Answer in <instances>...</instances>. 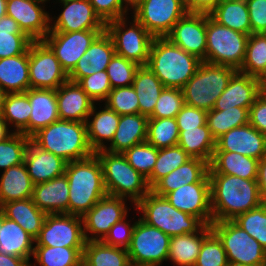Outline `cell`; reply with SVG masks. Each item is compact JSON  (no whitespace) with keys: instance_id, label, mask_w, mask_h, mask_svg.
Returning a JSON list of instances; mask_svg holds the SVG:
<instances>
[{"instance_id":"21","label":"cell","mask_w":266,"mask_h":266,"mask_svg":"<svg viewBox=\"0 0 266 266\" xmlns=\"http://www.w3.org/2000/svg\"><path fill=\"white\" fill-rule=\"evenodd\" d=\"M214 151L235 152L261 160L266 157V136L248 123L219 137Z\"/></svg>"},{"instance_id":"33","label":"cell","mask_w":266,"mask_h":266,"mask_svg":"<svg viewBox=\"0 0 266 266\" xmlns=\"http://www.w3.org/2000/svg\"><path fill=\"white\" fill-rule=\"evenodd\" d=\"M0 211L3 216L18 223L34 239L38 237L47 216L31 198L4 203Z\"/></svg>"},{"instance_id":"31","label":"cell","mask_w":266,"mask_h":266,"mask_svg":"<svg viewBox=\"0 0 266 266\" xmlns=\"http://www.w3.org/2000/svg\"><path fill=\"white\" fill-rule=\"evenodd\" d=\"M90 117H92V121H90ZM119 119L120 115L106 105L103 110L97 112L94 104L86 121L87 138L94 153L107 147L103 140L111 143L117 130Z\"/></svg>"},{"instance_id":"61","label":"cell","mask_w":266,"mask_h":266,"mask_svg":"<svg viewBox=\"0 0 266 266\" xmlns=\"http://www.w3.org/2000/svg\"><path fill=\"white\" fill-rule=\"evenodd\" d=\"M187 12L209 14L219 3L220 0H184Z\"/></svg>"},{"instance_id":"34","label":"cell","mask_w":266,"mask_h":266,"mask_svg":"<svg viewBox=\"0 0 266 266\" xmlns=\"http://www.w3.org/2000/svg\"><path fill=\"white\" fill-rule=\"evenodd\" d=\"M35 239L31 237L18 223L2 214L0 228V253L19 256L30 260L33 256Z\"/></svg>"},{"instance_id":"14","label":"cell","mask_w":266,"mask_h":266,"mask_svg":"<svg viewBox=\"0 0 266 266\" xmlns=\"http://www.w3.org/2000/svg\"><path fill=\"white\" fill-rule=\"evenodd\" d=\"M67 80L52 50L43 41H33L29 46L30 88L57 90Z\"/></svg>"},{"instance_id":"3","label":"cell","mask_w":266,"mask_h":266,"mask_svg":"<svg viewBox=\"0 0 266 266\" xmlns=\"http://www.w3.org/2000/svg\"><path fill=\"white\" fill-rule=\"evenodd\" d=\"M202 61L166 37H154L147 67L164 87L182 89L193 77Z\"/></svg>"},{"instance_id":"7","label":"cell","mask_w":266,"mask_h":266,"mask_svg":"<svg viewBox=\"0 0 266 266\" xmlns=\"http://www.w3.org/2000/svg\"><path fill=\"white\" fill-rule=\"evenodd\" d=\"M237 71L231 66L201 62L193 77L181 89L184 103L210 111Z\"/></svg>"},{"instance_id":"32","label":"cell","mask_w":266,"mask_h":266,"mask_svg":"<svg viewBox=\"0 0 266 266\" xmlns=\"http://www.w3.org/2000/svg\"><path fill=\"white\" fill-rule=\"evenodd\" d=\"M0 87L7 93L26 92L29 81V48L24 54L0 59Z\"/></svg>"},{"instance_id":"39","label":"cell","mask_w":266,"mask_h":266,"mask_svg":"<svg viewBox=\"0 0 266 266\" xmlns=\"http://www.w3.org/2000/svg\"><path fill=\"white\" fill-rule=\"evenodd\" d=\"M177 145L192 158H200L210 163L216 148V140L211 135L206 123L197 129L179 131Z\"/></svg>"},{"instance_id":"15","label":"cell","mask_w":266,"mask_h":266,"mask_svg":"<svg viewBox=\"0 0 266 266\" xmlns=\"http://www.w3.org/2000/svg\"><path fill=\"white\" fill-rule=\"evenodd\" d=\"M104 31L49 32L42 41L52 50L68 75L93 41Z\"/></svg>"},{"instance_id":"66","label":"cell","mask_w":266,"mask_h":266,"mask_svg":"<svg viewBox=\"0 0 266 266\" xmlns=\"http://www.w3.org/2000/svg\"><path fill=\"white\" fill-rule=\"evenodd\" d=\"M260 91L262 92L266 88V67L262 73L257 77Z\"/></svg>"},{"instance_id":"41","label":"cell","mask_w":266,"mask_h":266,"mask_svg":"<svg viewBox=\"0 0 266 266\" xmlns=\"http://www.w3.org/2000/svg\"><path fill=\"white\" fill-rule=\"evenodd\" d=\"M32 42L15 19L7 14L0 18V59L24 54Z\"/></svg>"},{"instance_id":"1","label":"cell","mask_w":266,"mask_h":266,"mask_svg":"<svg viewBox=\"0 0 266 266\" xmlns=\"http://www.w3.org/2000/svg\"><path fill=\"white\" fill-rule=\"evenodd\" d=\"M213 222L234 220L262 204L257 179L209 174Z\"/></svg>"},{"instance_id":"71","label":"cell","mask_w":266,"mask_h":266,"mask_svg":"<svg viewBox=\"0 0 266 266\" xmlns=\"http://www.w3.org/2000/svg\"><path fill=\"white\" fill-rule=\"evenodd\" d=\"M1 224H2V212L0 211V228H1Z\"/></svg>"},{"instance_id":"26","label":"cell","mask_w":266,"mask_h":266,"mask_svg":"<svg viewBox=\"0 0 266 266\" xmlns=\"http://www.w3.org/2000/svg\"><path fill=\"white\" fill-rule=\"evenodd\" d=\"M31 199L46 214H69V185L66 175L34 185Z\"/></svg>"},{"instance_id":"13","label":"cell","mask_w":266,"mask_h":266,"mask_svg":"<svg viewBox=\"0 0 266 266\" xmlns=\"http://www.w3.org/2000/svg\"><path fill=\"white\" fill-rule=\"evenodd\" d=\"M133 13L153 37H166L187 10L184 0H143Z\"/></svg>"},{"instance_id":"18","label":"cell","mask_w":266,"mask_h":266,"mask_svg":"<svg viewBox=\"0 0 266 266\" xmlns=\"http://www.w3.org/2000/svg\"><path fill=\"white\" fill-rule=\"evenodd\" d=\"M40 0H7L6 14L16 20L20 29L33 41H42L50 32L53 18Z\"/></svg>"},{"instance_id":"62","label":"cell","mask_w":266,"mask_h":266,"mask_svg":"<svg viewBox=\"0 0 266 266\" xmlns=\"http://www.w3.org/2000/svg\"><path fill=\"white\" fill-rule=\"evenodd\" d=\"M257 183L262 203L266 204V157L259 160Z\"/></svg>"},{"instance_id":"52","label":"cell","mask_w":266,"mask_h":266,"mask_svg":"<svg viewBox=\"0 0 266 266\" xmlns=\"http://www.w3.org/2000/svg\"><path fill=\"white\" fill-rule=\"evenodd\" d=\"M105 105L120 116L139 113V101L132 85L112 89Z\"/></svg>"},{"instance_id":"68","label":"cell","mask_w":266,"mask_h":266,"mask_svg":"<svg viewBox=\"0 0 266 266\" xmlns=\"http://www.w3.org/2000/svg\"><path fill=\"white\" fill-rule=\"evenodd\" d=\"M6 2L7 0H0V18L6 15Z\"/></svg>"},{"instance_id":"44","label":"cell","mask_w":266,"mask_h":266,"mask_svg":"<svg viewBox=\"0 0 266 266\" xmlns=\"http://www.w3.org/2000/svg\"><path fill=\"white\" fill-rule=\"evenodd\" d=\"M83 249L35 246L33 257L40 266H82Z\"/></svg>"},{"instance_id":"35","label":"cell","mask_w":266,"mask_h":266,"mask_svg":"<svg viewBox=\"0 0 266 266\" xmlns=\"http://www.w3.org/2000/svg\"><path fill=\"white\" fill-rule=\"evenodd\" d=\"M33 189L25 163L10 167L0 177V207L7 202L31 198Z\"/></svg>"},{"instance_id":"30","label":"cell","mask_w":266,"mask_h":266,"mask_svg":"<svg viewBox=\"0 0 266 266\" xmlns=\"http://www.w3.org/2000/svg\"><path fill=\"white\" fill-rule=\"evenodd\" d=\"M259 160L235 152L214 151L208 174H226L257 179Z\"/></svg>"},{"instance_id":"42","label":"cell","mask_w":266,"mask_h":266,"mask_svg":"<svg viewBox=\"0 0 266 266\" xmlns=\"http://www.w3.org/2000/svg\"><path fill=\"white\" fill-rule=\"evenodd\" d=\"M31 110L29 98L25 92L8 93L1 115L8 125H14L16 129L13 132L22 133L29 137Z\"/></svg>"},{"instance_id":"59","label":"cell","mask_w":266,"mask_h":266,"mask_svg":"<svg viewBox=\"0 0 266 266\" xmlns=\"http://www.w3.org/2000/svg\"><path fill=\"white\" fill-rule=\"evenodd\" d=\"M251 34L266 33V0H246Z\"/></svg>"},{"instance_id":"53","label":"cell","mask_w":266,"mask_h":266,"mask_svg":"<svg viewBox=\"0 0 266 266\" xmlns=\"http://www.w3.org/2000/svg\"><path fill=\"white\" fill-rule=\"evenodd\" d=\"M194 266H229L223 244L213 231L204 238Z\"/></svg>"},{"instance_id":"65","label":"cell","mask_w":266,"mask_h":266,"mask_svg":"<svg viewBox=\"0 0 266 266\" xmlns=\"http://www.w3.org/2000/svg\"><path fill=\"white\" fill-rule=\"evenodd\" d=\"M142 2L143 0H122L123 8H125L126 11L131 8L133 9V11H135L141 5ZM128 6L131 7L128 9Z\"/></svg>"},{"instance_id":"49","label":"cell","mask_w":266,"mask_h":266,"mask_svg":"<svg viewBox=\"0 0 266 266\" xmlns=\"http://www.w3.org/2000/svg\"><path fill=\"white\" fill-rule=\"evenodd\" d=\"M266 250V204L262 203L233 220Z\"/></svg>"},{"instance_id":"19","label":"cell","mask_w":266,"mask_h":266,"mask_svg":"<svg viewBox=\"0 0 266 266\" xmlns=\"http://www.w3.org/2000/svg\"><path fill=\"white\" fill-rule=\"evenodd\" d=\"M166 38L206 62V13L187 12Z\"/></svg>"},{"instance_id":"58","label":"cell","mask_w":266,"mask_h":266,"mask_svg":"<svg viewBox=\"0 0 266 266\" xmlns=\"http://www.w3.org/2000/svg\"><path fill=\"white\" fill-rule=\"evenodd\" d=\"M89 2L105 23L127 15L122 0H89Z\"/></svg>"},{"instance_id":"48","label":"cell","mask_w":266,"mask_h":266,"mask_svg":"<svg viewBox=\"0 0 266 266\" xmlns=\"http://www.w3.org/2000/svg\"><path fill=\"white\" fill-rule=\"evenodd\" d=\"M31 138L22 133L12 132L0 141V168L4 171L12 166L24 163L27 146Z\"/></svg>"},{"instance_id":"10","label":"cell","mask_w":266,"mask_h":266,"mask_svg":"<svg viewBox=\"0 0 266 266\" xmlns=\"http://www.w3.org/2000/svg\"><path fill=\"white\" fill-rule=\"evenodd\" d=\"M126 17L106 22L105 31L113 41L115 54L146 66L154 37L134 17L126 28Z\"/></svg>"},{"instance_id":"17","label":"cell","mask_w":266,"mask_h":266,"mask_svg":"<svg viewBox=\"0 0 266 266\" xmlns=\"http://www.w3.org/2000/svg\"><path fill=\"white\" fill-rule=\"evenodd\" d=\"M164 197L176 209L199 218L205 225L213 222L208 173L199 182L185 184Z\"/></svg>"},{"instance_id":"28","label":"cell","mask_w":266,"mask_h":266,"mask_svg":"<svg viewBox=\"0 0 266 266\" xmlns=\"http://www.w3.org/2000/svg\"><path fill=\"white\" fill-rule=\"evenodd\" d=\"M148 117L140 113L120 116L117 130L105 150L113 153H124L132 146L147 139Z\"/></svg>"},{"instance_id":"64","label":"cell","mask_w":266,"mask_h":266,"mask_svg":"<svg viewBox=\"0 0 266 266\" xmlns=\"http://www.w3.org/2000/svg\"><path fill=\"white\" fill-rule=\"evenodd\" d=\"M11 134L7 122L3 119L2 115H0V141L6 139Z\"/></svg>"},{"instance_id":"55","label":"cell","mask_w":266,"mask_h":266,"mask_svg":"<svg viewBox=\"0 0 266 266\" xmlns=\"http://www.w3.org/2000/svg\"><path fill=\"white\" fill-rule=\"evenodd\" d=\"M77 83L94 102L105 101L112 90L106 70L83 77Z\"/></svg>"},{"instance_id":"38","label":"cell","mask_w":266,"mask_h":266,"mask_svg":"<svg viewBox=\"0 0 266 266\" xmlns=\"http://www.w3.org/2000/svg\"><path fill=\"white\" fill-rule=\"evenodd\" d=\"M127 249L105 244L103 241H86L82 266H129Z\"/></svg>"},{"instance_id":"37","label":"cell","mask_w":266,"mask_h":266,"mask_svg":"<svg viewBox=\"0 0 266 266\" xmlns=\"http://www.w3.org/2000/svg\"><path fill=\"white\" fill-rule=\"evenodd\" d=\"M132 86L138 97L139 113L149 117L153 113L156 102L165 87L147 66L139 67Z\"/></svg>"},{"instance_id":"24","label":"cell","mask_w":266,"mask_h":266,"mask_svg":"<svg viewBox=\"0 0 266 266\" xmlns=\"http://www.w3.org/2000/svg\"><path fill=\"white\" fill-rule=\"evenodd\" d=\"M260 93L257 77L237 71L231 77L226 89L216 100L213 109L250 108Z\"/></svg>"},{"instance_id":"70","label":"cell","mask_w":266,"mask_h":266,"mask_svg":"<svg viewBox=\"0 0 266 266\" xmlns=\"http://www.w3.org/2000/svg\"><path fill=\"white\" fill-rule=\"evenodd\" d=\"M229 266H248V265H242V264H229Z\"/></svg>"},{"instance_id":"22","label":"cell","mask_w":266,"mask_h":266,"mask_svg":"<svg viewBox=\"0 0 266 266\" xmlns=\"http://www.w3.org/2000/svg\"><path fill=\"white\" fill-rule=\"evenodd\" d=\"M115 54L111 37L104 31L90 45L68 74V80L78 82L81 78L106 70Z\"/></svg>"},{"instance_id":"6","label":"cell","mask_w":266,"mask_h":266,"mask_svg":"<svg viewBox=\"0 0 266 266\" xmlns=\"http://www.w3.org/2000/svg\"><path fill=\"white\" fill-rule=\"evenodd\" d=\"M135 208L143 213L140 218L145 223L158 228L170 237L193 234L205 226L199 218L176 209L165 197L158 196L152 191L147 193Z\"/></svg>"},{"instance_id":"20","label":"cell","mask_w":266,"mask_h":266,"mask_svg":"<svg viewBox=\"0 0 266 266\" xmlns=\"http://www.w3.org/2000/svg\"><path fill=\"white\" fill-rule=\"evenodd\" d=\"M62 5L61 14L50 22V32L105 30L106 23L95 12L89 0H71Z\"/></svg>"},{"instance_id":"47","label":"cell","mask_w":266,"mask_h":266,"mask_svg":"<svg viewBox=\"0 0 266 266\" xmlns=\"http://www.w3.org/2000/svg\"><path fill=\"white\" fill-rule=\"evenodd\" d=\"M192 157L189 156L180 146H172L158 149V157L152 174L147 178L150 188L160 179L185 164Z\"/></svg>"},{"instance_id":"73","label":"cell","mask_w":266,"mask_h":266,"mask_svg":"<svg viewBox=\"0 0 266 266\" xmlns=\"http://www.w3.org/2000/svg\"><path fill=\"white\" fill-rule=\"evenodd\" d=\"M261 93L266 97V88Z\"/></svg>"},{"instance_id":"23","label":"cell","mask_w":266,"mask_h":266,"mask_svg":"<svg viewBox=\"0 0 266 266\" xmlns=\"http://www.w3.org/2000/svg\"><path fill=\"white\" fill-rule=\"evenodd\" d=\"M60 120L86 123L94 101L77 82L67 80L56 90Z\"/></svg>"},{"instance_id":"4","label":"cell","mask_w":266,"mask_h":266,"mask_svg":"<svg viewBox=\"0 0 266 266\" xmlns=\"http://www.w3.org/2000/svg\"><path fill=\"white\" fill-rule=\"evenodd\" d=\"M31 141L67 162L82 160L94 154L88 142L86 123L82 122L59 119L35 133Z\"/></svg>"},{"instance_id":"40","label":"cell","mask_w":266,"mask_h":266,"mask_svg":"<svg viewBox=\"0 0 266 266\" xmlns=\"http://www.w3.org/2000/svg\"><path fill=\"white\" fill-rule=\"evenodd\" d=\"M209 16L217 23L247 35L251 34L249 11L246 0L220 2Z\"/></svg>"},{"instance_id":"72","label":"cell","mask_w":266,"mask_h":266,"mask_svg":"<svg viewBox=\"0 0 266 266\" xmlns=\"http://www.w3.org/2000/svg\"><path fill=\"white\" fill-rule=\"evenodd\" d=\"M71 0H59V3H65V2H69Z\"/></svg>"},{"instance_id":"67","label":"cell","mask_w":266,"mask_h":266,"mask_svg":"<svg viewBox=\"0 0 266 266\" xmlns=\"http://www.w3.org/2000/svg\"><path fill=\"white\" fill-rule=\"evenodd\" d=\"M7 92L0 87V115L2 114Z\"/></svg>"},{"instance_id":"25","label":"cell","mask_w":266,"mask_h":266,"mask_svg":"<svg viewBox=\"0 0 266 266\" xmlns=\"http://www.w3.org/2000/svg\"><path fill=\"white\" fill-rule=\"evenodd\" d=\"M24 163L34 185L62 176L67 165L63 158L42 150L31 140L26 149Z\"/></svg>"},{"instance_id":"74","label":"cell","mask_w":266,"mask_h":266,"mask_svg":"<svg viewBox=\"0 0 266 266\" xmlns=\"http://www.w3.org/2000/svg\"><path fill=\"white\" fill-rule=\"evenodd\" d=\"M129 266H139V265H135V264H129Z\"/></svg>"},{"instance_id":"27","label":"cell","mask_w":266,"mask_h":266,"mask_svg":"<svg viewBox=\"0 0 266 266\" xmlns=\"http://www.w3.org/2000/svg\"><path fill=\"white\" fill-rule=\"evenodd\" d=\"M31 105L29 138L39 130L59 120L56 90L32 89L25 92Z\"/></svg>"},{"instance_id":"2","label":"cell","mask_w":266,"mask_h":266,"mask_svg":"<svg viewBox=\"0 0 266 266\" xmlns=\"http://www.w3.org/2000/svg\"><path fill=\"white\" fill-rule=\"evenodd\" d=\"M65 175L69 185V214L82 217L107 195L102 165L95 153L67 162Z\"/></svg>"},{"instance_id":"57","label":"cell","mask_w":266,"mask_h":266,"mask_svg":"<svg viewBox=\"0 0 266 266\" xmlns=\"http://www.w3.org/2000/svg\"><path fill=\"white\" fill-rule=\"evenodd\" d=\"M175 118L179 131L197 129L206 124L207 111L184 104Z\"/></svg>"},{"instance_id":"60","label":"cell","mask_w":266,"mask_h":266,"mask_svg":"<svg viewBox=\"0 0 266 266\" xmlns=\"http://www.w3.org/2000/svg\"><path fill=\"white\" fill-rule=\"evenodd\" d=\"M248 123L266 136V97L262 93L249 108Z\"/></svg>"},{"instance_id":"69","label":"cell","mask_w":266,"mask_h":266,"mask_svg":"<svg viewBox=\"0 0 266 266\" xmlns=\"http://www.w3.org/2000/svg\"><path fill=\"white\" fill-rule=\"evenodd\" d=\"M243 0H220V2H239Z\"/></svg>"},{"instance_id":"56","label":"cell","mask_w":266,"mask_h":266,"mask_svg":"<svg viewBox=\"0 0 266 266\" xmlns=\"http://www.w3.org/2000/svg\"><path fill=\"white\" fill-rule=\"evenodd\" d=\"M129 224L126 217L116 222L111 228L109 233L102 240L105 244L114 247H121L127 249L130 245L133 229L135 227ZM131 225V226H130Z\"/></svg>"},{"instance_id":"63","label":"cell","mask_w":266,"mask_h":266,"mask_svg":"<svg viewBox=\"0 0 266 266\" xmlns=\"http://www.w3.org/2000/svg\"><path fill=\"white\" fill-rule=\"evenodd\" d=\"M0 266H30L27 259L0 253Z\"/></svg>"},{"instance_id":"46","label":"cell","mask_w":266,"mask_h":266,"mask_svg":"<svg viewBox=\"0 0 266 266\" xmlns=\"http://www.w3.org/2000/svg\"><path fill=\"white\" fill-rule=\"evenodd\" d=\"M266 67V33L250 34L239 72L258 77Z\"/></svg>"},{"instance_id":"11","label":"cell","mask_w":266,"mask_h":266,"mask_svg":"<svg viewBox=\"0 0 266 266\" xmlns=\"http://www.w3.org/2000/svg\"><path fill=\"white\" fill-rule=\"evenodd\" d=\"M170 239V236L139 218L127 248L130 263L139 266L162 265L168 258Z\"/></svg>"},{"instance_id":"5","label":"cell","mask_w":266,"mask_h":266,"mask_svg":"<svg viewBox=\"0 0 266 266\" xmlns=\"http://www.w3.org/2000/svg\"><path fill=\"white\" fill-rule=\"evenodd\" d=\"M95 154L102 165L107 195L129 199L136 205L151 191L147 179L128 163L123 153L103 149Z\"/></svg>"},{"instance_id":"36","label":"cell","mask_w":266,"mask_h":266,"mask_svg":"<svg viewBox=\"0 0 266 266\" xmlns=\"http://www.w3.org/2000/svg\"><path fill=\"white\" fill-rule=\"evenodd\" d=\"M211 231V226L205 225L199 232L172 236L167 260L178 266H194L203 240Z\"/></svg>"},{"instance_id":"29","label":"cell","mask_w":266,"mask_h":266,"mask_svg":"<svg viewBox=\"0 0 266 266\" xmlns=\"http://www.w3.org/2000/svg\"><path fill=\"white\" fill-rule=\"evenodd\" d=\"M209 170V163L200 158H191L171 173L160 179L151 191L161 197L185 184L199 182Z\"/></svg>"},{"instance_id":"9","label":"cell","mask_w":266,"mask_h":266,"mask_svg":"<svg viewBox=\"0 0 266 266\" xmlns=\"http://www.w3.org/2000/svg\"><path fill=\"white\" fill-rule=\"evenodd\" d=\"M210 226L221 240L229 264L266 266V250L233 220L212 222Z\"/></svg>"},{"instance_id":"16","label":"cell","mask_w":266,"mask_h":266,"mask_svg":"<svg viewBox=\"0 0 266 266\" xmlns=\"http://www.w3.org/2000/svg\"><path fill=\"white\" fill-rule=\"evenodd\" d=\"M126 200L123 197L106 195L86 212L82 216L85 240L102 241L109 233L110 228L127 216ZM88 233L90 234L88 235Z\"/></svg>"},{"instance_id":"51","label":"cell","mask_w":266,"mask_h":266,"mask_svg":"<svg viewBox=\"0 0 266 266\" xmlns=\"http://www.w3.org/2000/svg\"><path fill=\"white\" fill-rule=\"evenodd\" d=\"M139 67V64L114 54L106 68L112 89L131 86Z\"/></svg>"},{"instance_id":"50","label":"cell","mask_w":266,"mask_h":266,"mask_svg":"<svg viewBox=\"0 0 266 266\" xmlns=\"http://www.w3.org/2000/svg\"><path fill=\"white\" fill-rule=\"evenodd\" d=\"M123 154L128 163L147 179L155 167L158 149L145 141L132 146Z\"/></svg>"},{"instance_id":"12","label":"cell","mask_w":266,"mask_h":266,"mask_svg":"<svg viewBox=\"0 0 266 266\" xmlns=\"http://www.w3.org/2000/svg\"><path fill=\"white\" fill-rule=\"evenodd\" d=\"M35 246L84 248L82 217L66 213L47 214Z\"/></svg>"},{"instance_id":"43","label":"cell","mask_w":266,"mask_h":266,"mask_svg":"<svg viewBox=\"0 0 266 266\" xmlns=\"http://www.w3.org/2000/svg\"><path fill=\"white\" fill-rule=\"evenodd\" d=\"M249 108L231 107L207 111L206 123L215 140L229 130L248 124Z\"/></svg>"},{"instance_id":"45","label":"cell","mask_w":266,"mask_h":266,"mask_svg":"<svg viewBox=\"0 0 266 266\" xmlns=\"http://www.w3.org/2000/svg\"><path fill=\"white\" fill-rule=\"evenodd\" d=\"M179 129L176 118H148L146 141L156 149L176 146Z\"/></svg>"},{"instance_id":"8","label":"cell","mask_w":266,"mask_h":266,"mask_svg":"<svg viewBox=\"0 0 266 266\" xmlns=\"http://www.w3.org/2000/svg\"><path fill=\"white\" fill-rule=\"evenodd\" d=\"M248 37L217 23L206 13V62L238 70L245 57Z\"/></svg>"},{"instance_id":"54","label":"cell","mask_w":266,"mask_h":266,"mask_svg":"<svg viewBox=\"0 0 266 266\" xmlns=\"http://www.w3.org/2000/svg\"><path fill=\"white\" fill-rule=\"evenodd\" d=\"M184 104L181 89L165 87L156 102L153 113L148 118H175Z\"/></svg>"}]
</instances>
